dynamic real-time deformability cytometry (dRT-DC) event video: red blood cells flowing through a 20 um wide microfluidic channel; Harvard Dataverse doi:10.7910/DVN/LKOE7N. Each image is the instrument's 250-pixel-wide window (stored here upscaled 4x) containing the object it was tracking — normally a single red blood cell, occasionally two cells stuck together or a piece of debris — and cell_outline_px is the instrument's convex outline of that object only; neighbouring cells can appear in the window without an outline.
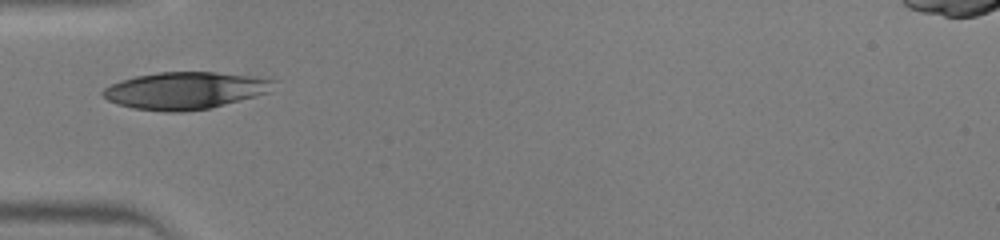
{"species": "human", "species_latin": "Homo sapiens", "temperature_condition": "warm", "stored_images_in_passage": 17, "camera_frame_rate_fps": 3000, "um_per_image_px": 0.085, "donor": {"sex": "male"}, "frame": {"image": 1, "passage_image": 15, "time_ms": 4.667, "image_size_px": [1000, 240], "cell_outline_px": [[276, 80], [268, 92], [256, 96], [212, 108], [180, 112], [168, 112], [132, 108], [108, 100], [100, 92], [104, 88], [120, 80], [136, 76], [156, 72], [216, 72], [248, 76]], "centroid_in_image_um": [15.71, 7.7], "position_along_channel_um": 69.3, "area_um2": 36.76}}